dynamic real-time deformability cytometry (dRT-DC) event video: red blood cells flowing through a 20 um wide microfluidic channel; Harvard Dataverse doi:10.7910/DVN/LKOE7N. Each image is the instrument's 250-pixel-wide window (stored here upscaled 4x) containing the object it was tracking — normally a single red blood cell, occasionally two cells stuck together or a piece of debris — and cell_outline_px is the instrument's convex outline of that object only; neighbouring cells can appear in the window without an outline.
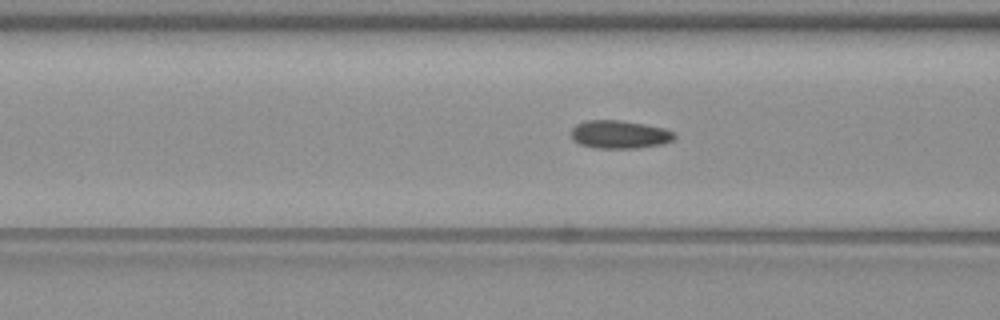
{"species": "common noctule bat (a hibernating species)", "species_latin": "Nyctalus noctula", "temperature_condition": "warm", "stored_images_in_passage": 44, "camera_frame_rate_fps": 3000, "um_per_image_px": 0.085, "animal": {"sex": "female", "body_mass_g": 19.3, "forearm_length_mm": 54.1}, "frame": {"image": 1, "passage_image": 14, "time_ms": 4.333, "image_size_px": [1000, 320], "cell_outline_px": [[676, 136], [672, 140], [660, 144], [636, 148], [592, 148], [580, 144], [572, 136], [572, 128], [576, 124], [584, 120], [620, 120], [644, 124], [664, 128], [676, 132]], "centroid_in_image_um": [52.67, 11.42], "position_along_channel_um": 113.9, "area_um2": 16.88}}
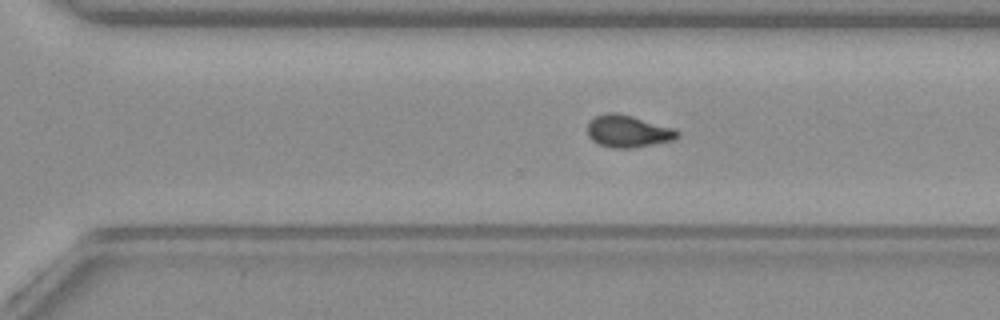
{"frame": {"image": 2, "passage_image": 30, "time_ms": 9.667, "image_size_px": [1000, 320], "cell_outline_px": [[680, 136], [676, 140], [632, 148], [612, 148], [600, 144], [592, 140], [588, 136], [588, 120], [604, 112], [616, 112], [632, 116], [676, 128], [680, 132]], "centroid_in_image_um": [53.41, 11.15], "position_along_channel_um": 317.2, "area_um2": 17.17}}
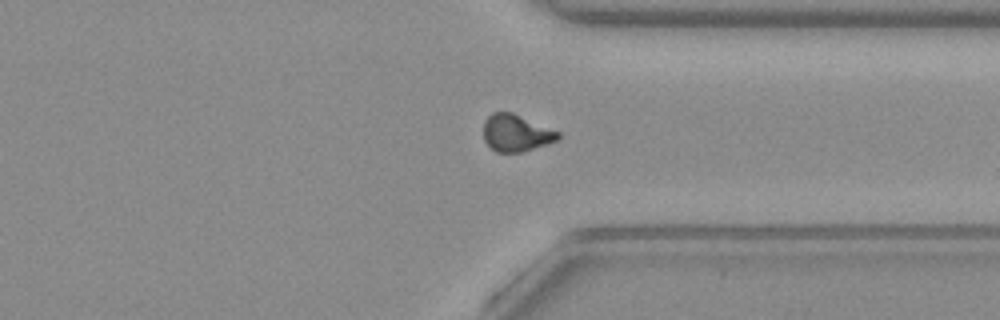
{"frame": {"image": 3, "passage_image": 34, "time_ms": 11.0, "image_size_px": [1000, 320], "cell_outline_px": [[560, 136], [556, 140], [520, 152], [496, 152], [484, 140], [484, 120], [492, 112], [512, 112], [560, 132]], "centroid_in_image_um": [43.83, 11.28], "position_along_channel_um": 367.6, "area_um2": 15.78}, "authors_computed_cell_mechanics": {"area_um2": 16.5308, "velocity_mm_per_s": 3.81, "shape_relaxation_time_tau1_ms": null, "shape_relaxation_time_tau2_ms": 1.4561, "deformation_change_tau1": null, "deformation_change_tau2": 0.0368}}